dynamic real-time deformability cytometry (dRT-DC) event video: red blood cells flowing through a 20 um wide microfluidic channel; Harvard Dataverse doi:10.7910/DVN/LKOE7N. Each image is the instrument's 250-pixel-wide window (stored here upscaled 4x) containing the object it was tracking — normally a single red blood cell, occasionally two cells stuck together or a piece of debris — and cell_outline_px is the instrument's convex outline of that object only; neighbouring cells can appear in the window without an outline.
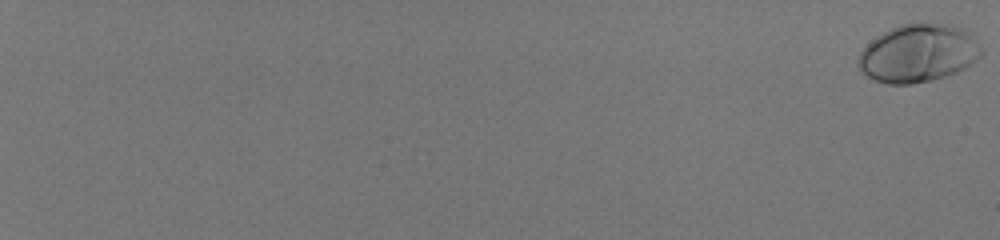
{"species": "human", "species_latin": "Homo sapiens", "temperature_condition": "room temperature", "stored_images_in_passage": 60, "camera_frame_rate_fps": 3000, "um_per_image_px": 0.085, "donor": {"sex": "male"}, "frame": {"image": 1, "passage_image": 1, "time_ms": 0.0, "image_size_px": [1000, 240], "cell_outline_px": [[984, 52], [976, 60], [964, 68], [956, 72], [944, 76], [912, 84], [888, 84], [876, 80], [868, 76], [856, 64], [856, 60], [860, 52], [876, 36], [900, 24], [924, 20], [952, 24], [960, 28]], "centroid_in_image_um": [78.0, 4.5], "position_along_channel_um": 7.0, "area_um2": 41.38}}
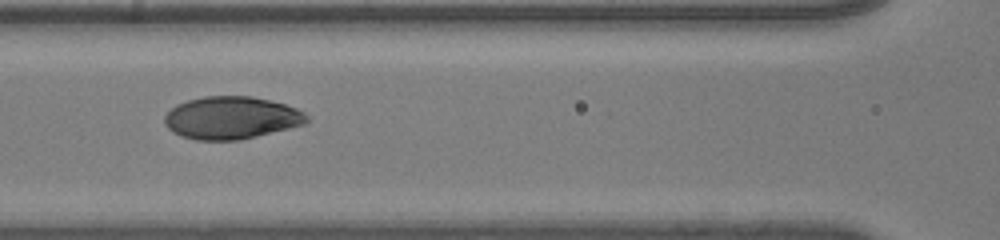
{"frame": {"image": 2, "passage_image": 35, "time_ms": 11.333, "image_size_px": [1000, 240], "cell_outline_px": [[308, 120], [304, 124], [288, 128], [236, 140], [196, 140], [180, 136], [172, 132], [164, 124], [164, 116], [176, 104], [188, 100], [204, 96], [252, 96], [284, 104], [296, 108], [304, 112], [308, 116]], "centroid_in_image_um": [19.62, 10.01], "position_along_channel_um": 147.0, "area_um2": 35.03}}
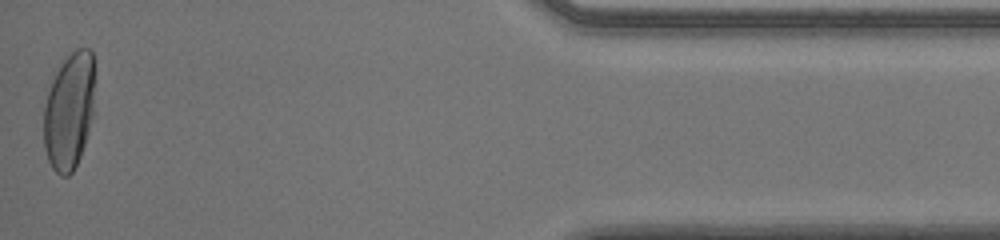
{"frame": {"image": 3, "passage_image": 60, "time_ms": 19.667, "image_size_px": [1000, 240], "cell_outline_px": [[96, 112], [80, 156], [72, 172], [68, 176], [60, 176], [52, 168], [48, 160], [44, 148], [44, 108], [48, 92], [52, 80], [60, 64], [76, 48], [88, 48], [92, 52], [96, 72]], "centroid_in_image_um": [5.95, 9.4], "position_along_channel_um": 429.3, "area_um2": 35.89}, "authors_computed_cell_mechanics": {"area_um2": 35.6337, "velocity_mm_per_s": 3.9818, "shape_relaxation_time_tau1_ms": 4.2211, "shape_relaxation_time_tau2_ms": null, "deformation_change_tau1": 0.2006, "deformation_change_tau2": null}}